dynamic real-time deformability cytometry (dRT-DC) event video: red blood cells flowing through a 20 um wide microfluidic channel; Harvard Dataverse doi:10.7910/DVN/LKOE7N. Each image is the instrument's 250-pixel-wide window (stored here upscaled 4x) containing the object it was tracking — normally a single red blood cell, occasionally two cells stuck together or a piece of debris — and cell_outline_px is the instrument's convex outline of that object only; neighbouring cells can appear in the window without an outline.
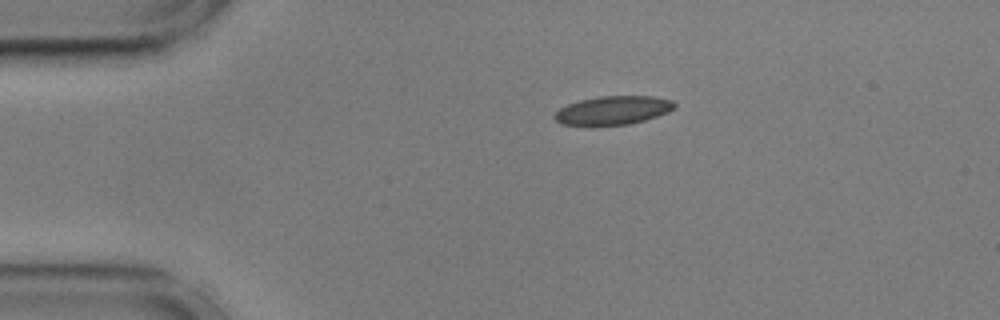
{"species": "common noctule bat (a hibernating species)", "species_latin": "Nyctalus noctula", "temperature_condition": "cold", "stored_images_in_passage": 46, "camera_frame_rate_fps": 3000, "um_per_image_px": 0.085, "animal": {"sex": "male", "body_mass_g": 17.9, "forearm_length_mm": 54.2}, "frame": {"image": 1, "passage_image": 1, "time_ms": 0.0, "image_size_px": [1000, 320], "cell_outline_px": [[676, 108], [668, 112], [644, 120], [628, 124], [592, 128], [560, 124], [552, 116], [560, 108], [568, 104], [580, 100], [600, 96], [652, 96], [672, 100], [676, 104]], "centroid_in_image_um": [52.05, 9.42], "position_along_channel_um": 32.9, "area_um2": 20.63}}
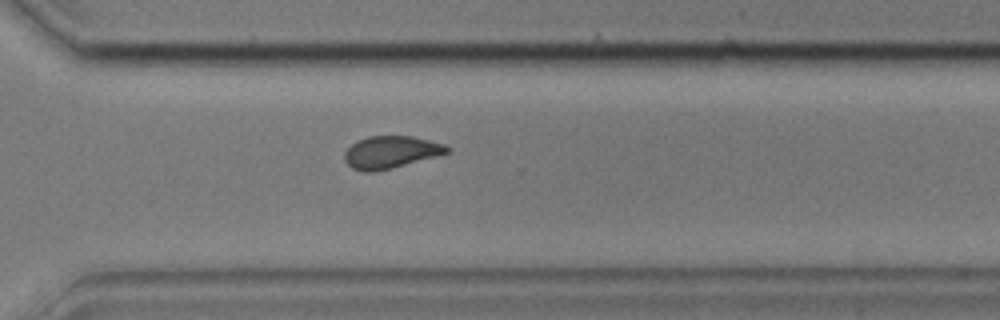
{"frame": {"image": 2, "passage_image": 30, "time_ms": 9.667, "image_size_px": [1000, 320], "cell_outline_px": [[452, 148], [448, 152], [436, 156], [392, 168], [376, 172], [364, 172], [352, 168], [344, 160], [344, 152], [356, 140], [368, 136], [412, 136], [444, 144]], "centroid_in_image_um": [33.19, 12.93], "position_along_channel_um": 337.4, "area_um2": 19.31}}
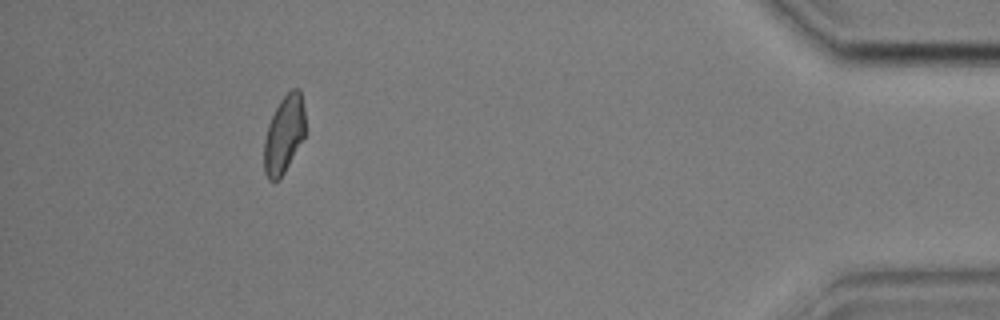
{"frame": {"image": 3, "passage_image": 41, "time_ms": 13.333, "image_size_px": [1000, 320], "cell_outline_px": [[304, 136], [284, 172], [276, 180], [268, 180], [264, 172], [264, 140], [268, 124], [280, 100], [292, 88], [300, 88], [304, 108]], "centroid_in_image_um": [24.13, 11.39], "position_along_channel_um": 411.1, "area_um2": 18.32}, "authors_computed_cell_mechanics": {"area_um2": 19.9121, "velocity_mm_per_s": 3.5837, "shape_relaxation_time_tau1_ms": 5.4394, "shape_relaxation_time_tau2_ms": 2.1916, "deformation_change_tau1": 0.1114, "deformation_change_tau2": 0.078}}